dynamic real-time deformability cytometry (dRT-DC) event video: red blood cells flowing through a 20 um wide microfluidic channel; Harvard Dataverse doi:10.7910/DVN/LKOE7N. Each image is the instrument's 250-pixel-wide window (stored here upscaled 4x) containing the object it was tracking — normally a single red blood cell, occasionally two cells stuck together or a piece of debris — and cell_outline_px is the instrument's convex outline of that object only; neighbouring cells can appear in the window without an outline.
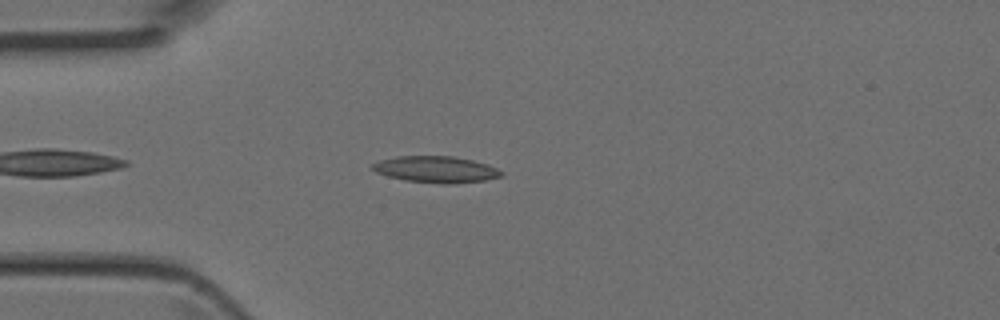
{"species": "Egyptian fruit bat (a non-hibernating species)", "species_latin": "Rousettus aegyptiacus", "temperature_condition": "room temperature", "stored_images_in_passage": 32, "camera_frame_rate_fps": 3000, "um_per_image_px": 0.085, "animal": {"sex": "female"}, "frame": {"image": 1, "passage_image": 4, "time_ms": 1.0, "image_size_px": [1000, 320], "cell_outline_px": [[504, 172], [500, 176], [484, 180], [456, 184], [440, 184], [404, 180], [388, 176], [376, 172], [372, 168], [372, 164], [380, 160], [396, 156], [452, 156], [472, 160], [488, 164]], "centroid_in_image_um": [37.06, 14.4], "position_along_channel_um": 47.9, "area_um2": 19.88}}
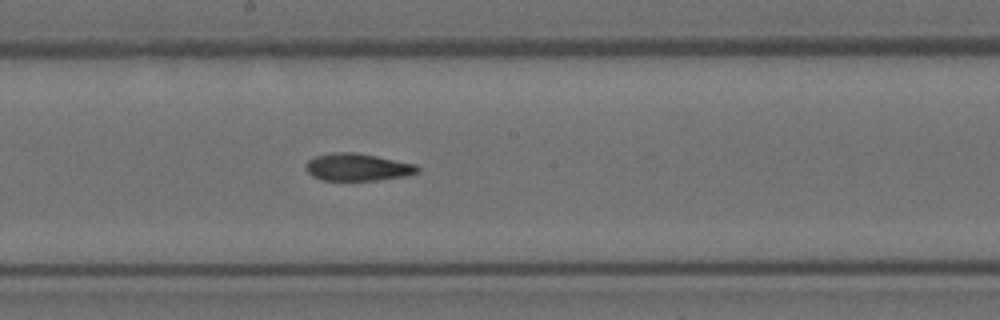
{"frame": {"image": 2, "passage_image": 16, "time_ms": 5.0, "image_size_px": [1000, 320], "cell_outline_px": [[420, 172], [404, 176], [376, 180], [320, 180], [312, 176], [304, 168], [308, 160], [316, 156], [332, 152], [356, 152], [416, 164], [420, 168]], "centroid_in_image_um": [30.38, 14.2], "position_along_channel_um": 217.8, "area_um2": 17.86}}
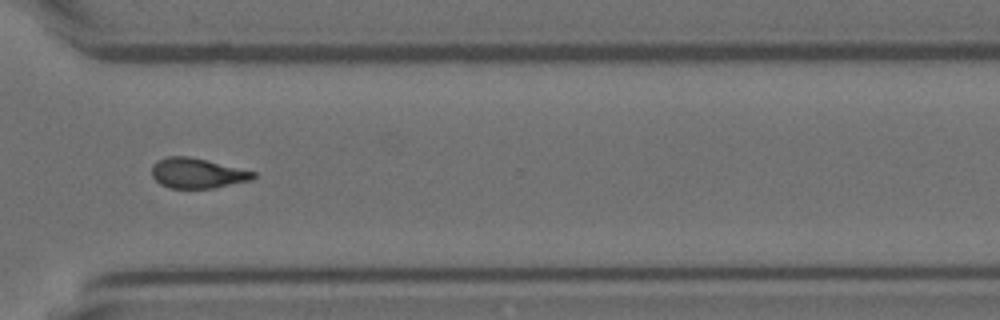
{"frame": {"image": 3, "passage_image": 25, "time_ms": 8.0, "image_size_px": [1000, 320], "cell_outline_px": [[256, 176], [252, 180], [212, 188], [168, 188], [160, 184], [152, 176], [152, 164], [156, 160], [168, 156], [188, 156], [256, 172]], "centroid_in_image_um": [16.74, 14.72], "position_along_channel_um": 353.9, "area_um2": 17.74}}